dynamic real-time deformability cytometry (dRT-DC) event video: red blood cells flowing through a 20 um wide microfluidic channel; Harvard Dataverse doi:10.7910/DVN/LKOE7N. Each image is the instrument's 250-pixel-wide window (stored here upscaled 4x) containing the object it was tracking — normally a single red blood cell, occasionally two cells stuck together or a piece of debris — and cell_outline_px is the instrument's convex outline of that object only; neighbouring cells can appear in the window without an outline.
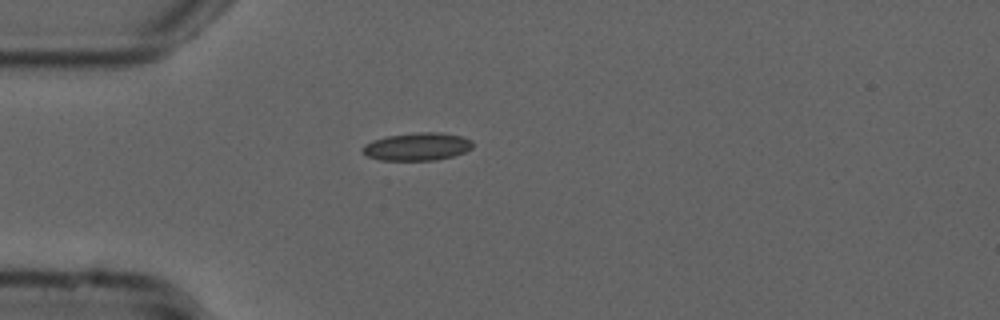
{"species": "common noctule bat (a hibernating species)", "species_latin": "Nyctalus noctula", "temperature_condition": "cold", "stored_images_in_passage": 32, "camera_frame_rate_fps": 3000, "um_per_image_px": 0.085, "animal": {"sex": "male", "forearm_length_mm": 52.5}, "frame": {"image": 1, "passage_image": 1, "time_ms": 0.0, "image_size_px": [1000, 320], "cell_outline_px": [[472, 148], [464, 152], [452, 156], [436, 160], [380, 160], [368, 156], [360, 148], [364, 144], [372, 140], [388, 136], [416, 132], [440, 132], [460, 136], [472, 140]], "centroid_in_image_um": [35.45, 12.46], "position_along_channel_um": 49.6, "area_um2": 17.8}}
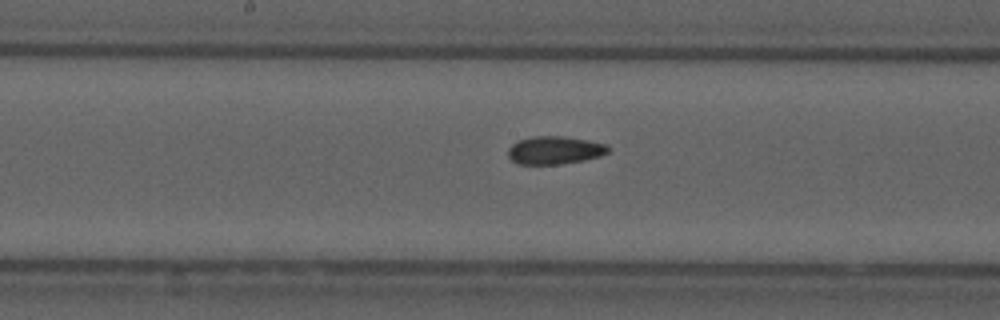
{"frame": {"image": 2, "passage_image": 14, "time_ms": 4.333, "image_size_px": [1000, 320], "cell_outline_px": [[608, 152], [600, 156], [584, 160], [560, 164], [516, 164], [508, 156], [508, 148], [512, 144], [520, 140], [532, 136], [564, 136], [588, 140], [604, 144], [608, 148]], "centroid_in_image_um": [47.11, 12.77], "position_along_channel_um": 201.1, "area_um2": 16.24}}
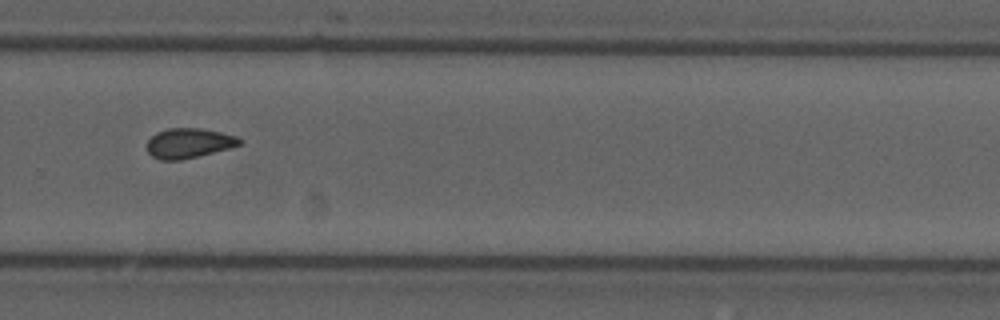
{"frame": {"image": 3, "passage_image": 23, "time_ms": 7.333, "image_size_px": [1000, 320], "cell_outline_px": [[244, 140], [240, 144], [228, 148], [180, 160], [160, 160], [152, 156], [148, 152], [148, 140], [156, 132], [168, 128], [200, 128], [220, 132], [236, 136]], "centroid_in_image_um": [16.03, 12.15], "position_along_channel_um": 313.8, "area_um2": 15.9}, "authors_computed_cell_mechanics": {"area_um2": 16.2129, "velocity_mm_per_s": 3.7698, "shape_relaxation_time_tau1_ms": null, "shape_relaxation_time_tau2_ms": 2.8594, "deformation_change_tau1": null, "deformation_change_tau2": 0.0903}}